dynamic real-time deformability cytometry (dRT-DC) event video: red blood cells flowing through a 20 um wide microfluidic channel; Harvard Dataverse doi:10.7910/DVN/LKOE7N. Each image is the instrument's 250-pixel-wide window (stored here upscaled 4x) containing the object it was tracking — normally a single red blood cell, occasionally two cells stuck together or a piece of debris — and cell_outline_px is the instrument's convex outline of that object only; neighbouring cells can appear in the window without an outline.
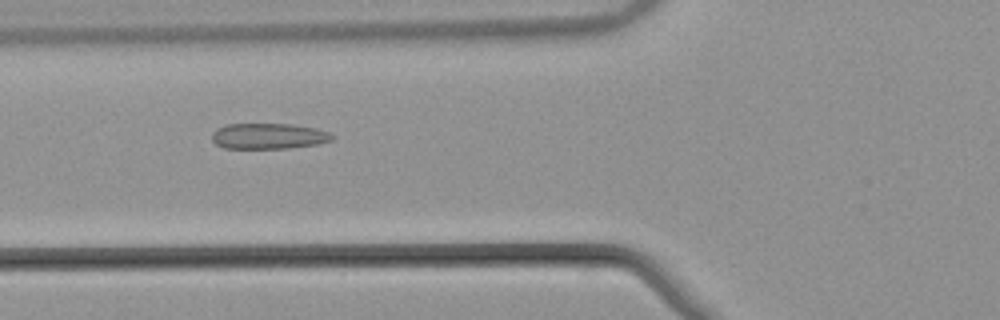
{"species": "common noctule bat (a hibernating species)", "species_latin": "Nyctalus noctula", "temperature_condition": "warm", "stored_images_in_passage": 36, "camera_frame_rate_fps": 3000, "um_per_image_px": 0.085, "animal": {"sex": "male", "body_mass_g": 21.5, "forearm_length_mm": 52.0}, "frame": {"image": 1, "passage_image": 3, "time_ms": 0.667, "image_size_px": [1000, 320], "cell_outline_px": [[336, 136], [332, 140], [316, 144], [288, 148], [224, 148], [216, 144], [212, 140], [212, 132], [216, 128], [224, 124], [292, 124], [316, 128], [328, 132]], "centroid_in_image_um": [22.81, 11.56], "position_along_channel_um": 103.0, "area_um2": 18.09}}
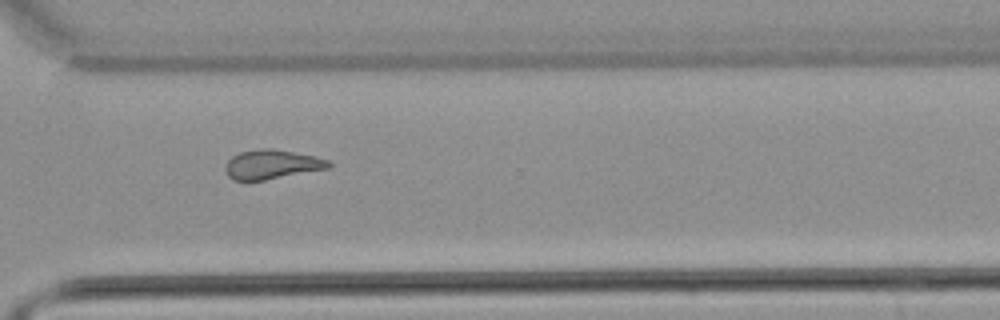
{"frame": {"image": 2, "passage_image": 22, "time_ms": 7.0, "image_size_px": [1000, 320], "cell_outline_px": [[332, 164], [328, 168], [264, 180], [232, 180], [228, 176], [224, 168], [224, 164], [232, 156], [240, 152], [260, 148], [272, 148], [316, 156], [328, 160]], "centroid_in_image_um": [23.07, 13.96], "position_along_channel_um": 347.5, "area_um2": 17.63}}
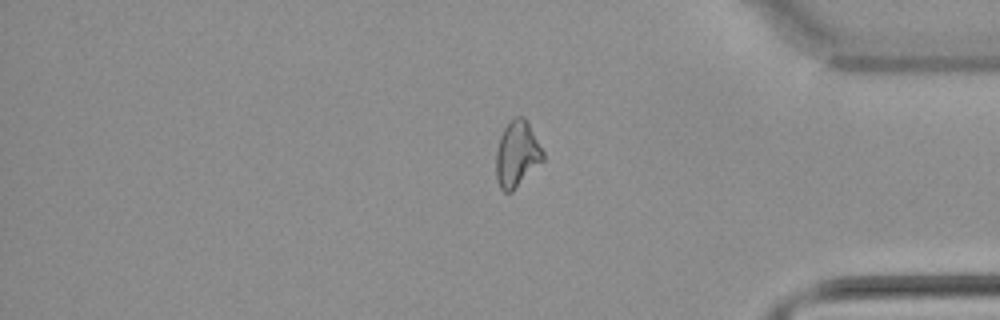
{"frame": {"image": 3, "passage_image": 27, "time_ms": 8.667, "image_size_px": [1000, 320], "cell_outline_px": [[544, 160], [512, 192], [504, 192], [500, 188], [496, 180], [496, 152], [500, 136], [504, 128], [516, 116], [524, 116], [544, 152]], "centroid_in_image_um": [43.94, 13.12], "position_along_channel_um": 391.3, "area_um2": 17.98}}